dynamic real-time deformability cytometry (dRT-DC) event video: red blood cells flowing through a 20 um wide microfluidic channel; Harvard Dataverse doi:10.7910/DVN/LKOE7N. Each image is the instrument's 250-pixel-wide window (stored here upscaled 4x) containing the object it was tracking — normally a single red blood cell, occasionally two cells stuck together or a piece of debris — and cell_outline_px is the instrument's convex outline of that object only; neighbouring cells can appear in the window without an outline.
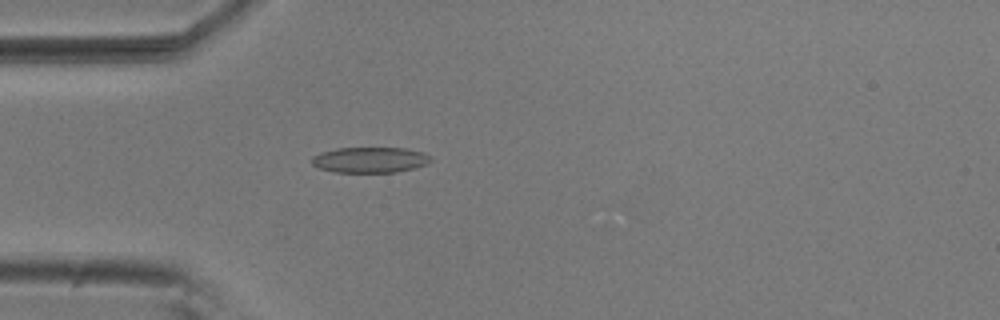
{"species": "common noctule bat (a hibernating species)", "species_latin": "Nyctalus noctula", "temperature_condition": "room temperature", "stored_images_in_passage": 1, "camera_frame_rate_fps": 3000, "um_per_image_px": 0.085, "animal": {"sex": "male", "body_mass_g": 20.5, "forearm_length_mm": 52.5}, "frame": {"image": 1, "passage_image": 1, "time_ms": 0.0, "image_size_px": [1000, 320], "cell_outline_px": [[432, 160], [428, 164], [396, 172], [336, 172], [320, 168], [312, 164], [312, 156], [320, 152], [336, 148], [404, 148], [420, 152], [432, 156]], "centroid_in_image_um": [31.45, 13.58], "position_along_channel_um": 53.6, "area_um2": 17.69}}